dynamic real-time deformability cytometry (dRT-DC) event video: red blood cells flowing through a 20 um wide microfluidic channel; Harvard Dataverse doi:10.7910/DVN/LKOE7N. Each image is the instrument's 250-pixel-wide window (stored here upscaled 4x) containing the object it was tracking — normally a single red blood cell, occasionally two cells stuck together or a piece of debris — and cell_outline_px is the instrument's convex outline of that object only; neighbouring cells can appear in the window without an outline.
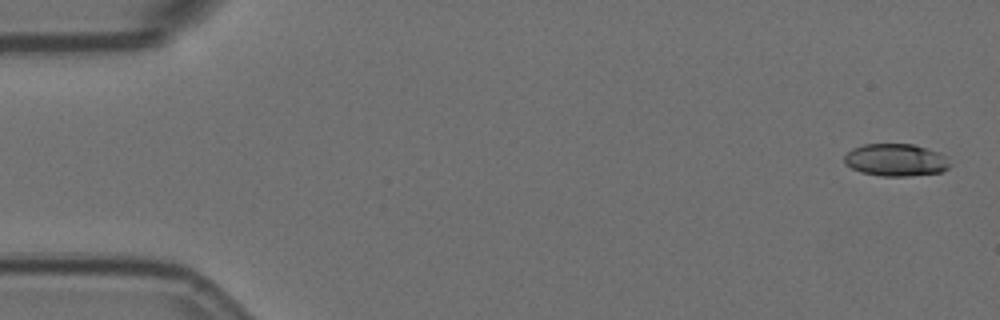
{"species": "Egyptian fruit bat (a non-hibernating species)", "species_latin": "Rousettus aegyptiacus", "temperature_condition": "room temperature", "stored_images_in_passage": 5, "camera_frame_rate_fps": 3000, "um_per_image_px": 0.085, "animal": {"sex": "female"}, "frame": {"image": 1, "passage_image": 1, "time_ms": 0.0, "image_size_px": [1000, 320], "cell_outline_px": [[952, 164], [948, 168], [940, 172], [908, 176], [880, 176], [860, 172], [844, 164], [844, 156], [852, 148], [864, 144], [912, 144], [928, 148], [948, 156]], "centroid_in_image_um": [76.16, 13.6], "position_along_channel_um": 8.8, "area_um2": 20.17}}
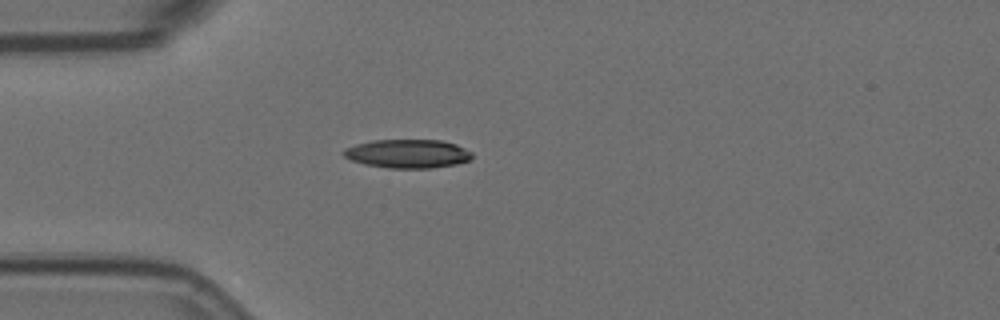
{"frame": {"image": 2, "passage_image": 5, "time_ms": 1.333, "image_size_px": [1000, 320], "cell_outline_px": [[472, 156], [468, 160], [456, 164], [432, 168], [388, 168], [364, 164], [352, 160], [344, 156], [340, 152], [344, 148], [356, 144], [372, 140], [440, 140], [456, 144], [472, 152]], "centroid_in_image_um": [34.62, 13.06], "position_along_channel_um": 50.4, "area_um2": 21.5}}